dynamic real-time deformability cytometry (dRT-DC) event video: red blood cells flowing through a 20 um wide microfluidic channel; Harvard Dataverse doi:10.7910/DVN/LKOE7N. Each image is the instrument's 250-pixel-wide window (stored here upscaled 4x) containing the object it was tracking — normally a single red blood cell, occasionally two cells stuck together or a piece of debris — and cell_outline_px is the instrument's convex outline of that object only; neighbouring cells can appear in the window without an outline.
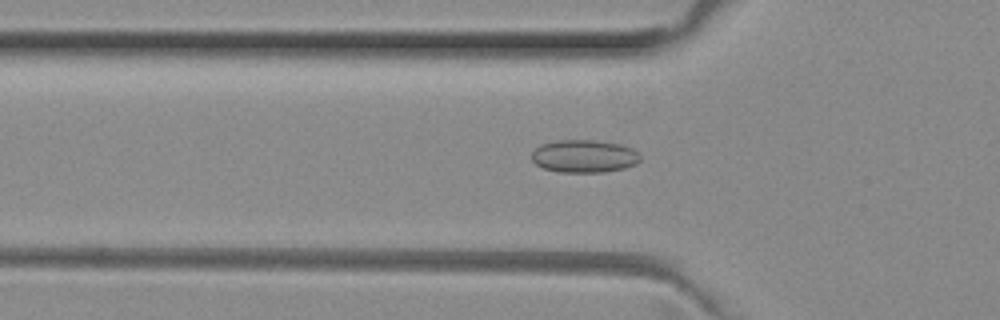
{"species": "common noctule bat (a hibernating species)", "species_latin": "Nyctalus noctula", "temperature_condition": "room temperature", "stored_images_in_passage": 51, "camera_frame_rate_fps": 3000, "um_per_image_px": 0.085, "animal": {"sex": "female", "body_mass_g": 29.2, "forearm_length_mm": 56.3}, "frame": {"image": 1, "passage_image": 17, "time_ms": 5.333, "image_size_px": [1000, 320], "cell_outline_px": [[640, 160], [636, 164], [624, 168], [604, 172], [560, 172], [544, 168], [536, 164], [532, 160], [532, 152], [540, 144], [556, 140], [596, 140], [620, 144], [632, 148], [640, 156]], "centroid_in_image_um": [49.65, 13.27], "position_along_channel_um": 76.2, "area_um2": 20.75}}
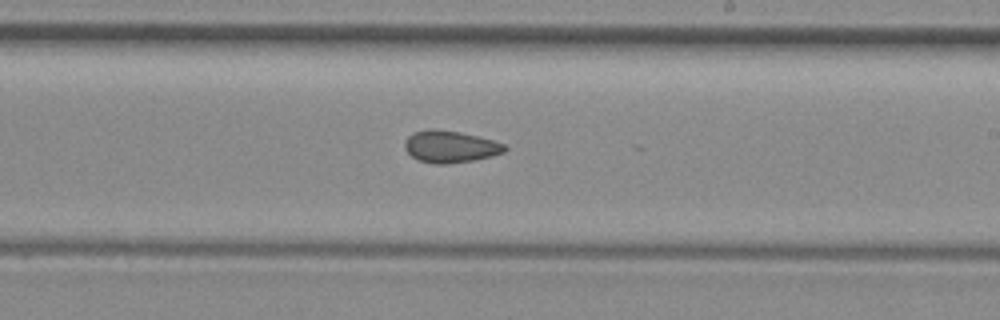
{"frame": {"image": 2, "passage_image": 30, "time_ms": 9.667, "image_size_px": [1000, 320], "cell_outline_px": [[508, 148], [504, 152], [492, 156], [472, 160], [444, 164], [436, 164], [420, 160], [412, 156], [404, 148], [404, 140], [408, 136], [416, 132], [456, 132], [476, 136], [492, 140], [504, 144]], "centroid_in_image_um": [38.3, 12.51], "position_along_channel_um": 250.7, "area_um2": 17.69}}
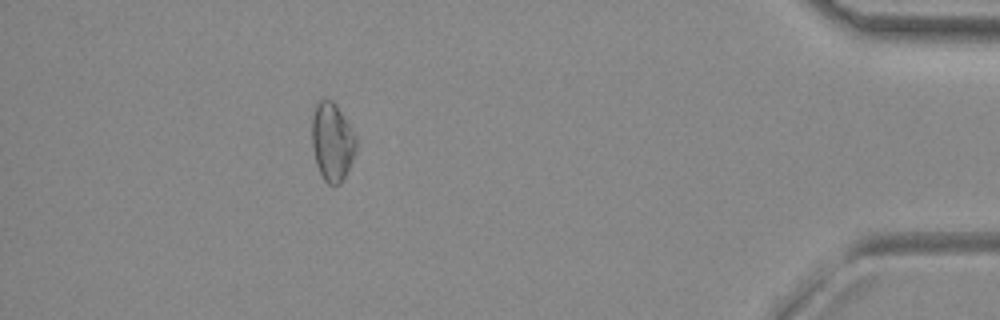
{"frame": {"image": 3, "passage_image": 46, "time_ms": 15.0, "image_size_px": [1000, 320], "cell_outline_px": [[356, 148], [348, 168], [340, 184], [328, 184], [324, 180], [316, 164], [312, 144], [312, 116], [316, 100], [332, 100], [336, 104], [356, 136]], "centroid_in_image_um": [28.21, 12.02], "position_along_channel_um": 407.0, "area_um2": 19.94}, "authors_computed_cell_mechanics": {"area_um2": 19.2474, "velocity_mm_per_s": 4.0205, "shape_relaxation_time_tau1_ms": null, "shape_relaxation_time_tau2_ms": 5.8225, "deformation_change_tau1": null, "deformation_change_tau2": 0.1162}}